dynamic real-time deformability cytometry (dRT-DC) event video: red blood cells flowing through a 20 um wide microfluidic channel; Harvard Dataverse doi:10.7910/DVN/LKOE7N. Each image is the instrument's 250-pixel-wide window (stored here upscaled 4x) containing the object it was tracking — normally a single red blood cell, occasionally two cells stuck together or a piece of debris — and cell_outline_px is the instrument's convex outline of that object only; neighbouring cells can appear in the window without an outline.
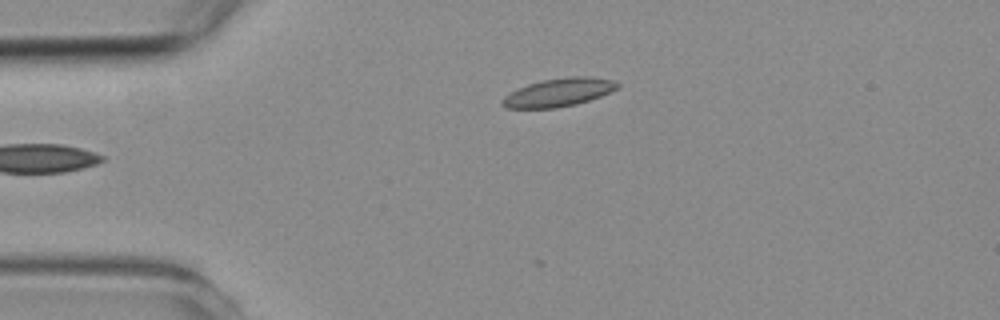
{"species": "common noctule bat (a hibernating species)", "species_latin": "Nyctalus noctula", "temperature_condition": "room temperature", "stored_images_in_passage": 5, "camera_frame_rate_fps": 3000, "um_per_image_px": 0.085, "animal": {"sex": "female", "body_mass_g": 19.3, "forearm_length_mm": 54.1}, "frame": {"image": 1, "passage_image": 5, "time_ms": 5.667, "image_size_px": [1000, 320], "cell_outline_px": [[620, 84], [612, 92], [576, 104], [556, 108], [508, 108], [500, 104], [504, 96], [528, 84], [544, 80], [572, 76], [588, 76], [612, 80]], "centroid_in_image_um": [47.5, 7.86], "position_along_channel_um": 37.5, "area_um2": 18.67}}